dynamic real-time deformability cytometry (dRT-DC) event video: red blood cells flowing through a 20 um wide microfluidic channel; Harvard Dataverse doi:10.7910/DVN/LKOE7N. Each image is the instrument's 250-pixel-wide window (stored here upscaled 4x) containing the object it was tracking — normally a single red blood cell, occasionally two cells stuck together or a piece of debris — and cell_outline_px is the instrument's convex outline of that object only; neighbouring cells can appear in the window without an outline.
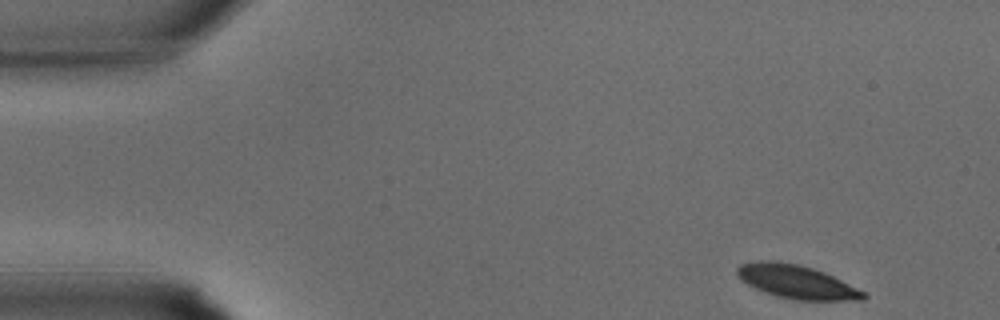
{"species": "common noctule bat (a hibernating species)", "species_latin": "Nyctalus noctula", "temperature_condition": "warm", "stored_images_in_passage": 32, "camera_frame_rate_fps": 3000, "um_per_image_px": 0.085, "animal": {"sex": "male", "body_mass_g": 15.6}, "frame": {"image": 1, "passage_image": 1, "time_ms": 0.0, "image_size_px": [1000, 320], "cell_outline_px": [[868, 296], [864, 300], [796, 300], [776, 296], [764, 292], [740, 280], [736, 272], [736, 268], [740, 264], [756, 260], [776, 260], [800, 264], [824, 272], [864, 292]], "centroid_in_image_um": [67.66, 23.94], "position_along_channel_um": 17.3, "area_um2": 24.68}}
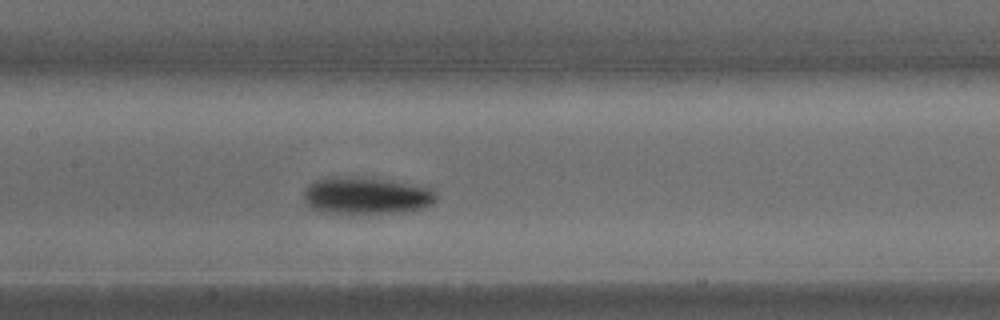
{"frame": {"image": 2, "passage_image": 14, "time_ms": 4.333, "image_size_px": [1000, 320], "cell_outline_px": [[436, 200], [432, 204], [420, 208], [404, 212], [320, 212], [312, 208], [304, 200], [304, 192], [308, 184], [312, 180], [336, 176], [364, 176], [388, 180], [432, 188], [436, 192]], "centroid_in_image_um": [31.11, 16.59], "position_along_channel_um": 176.3, "area_um2": 28.55}}
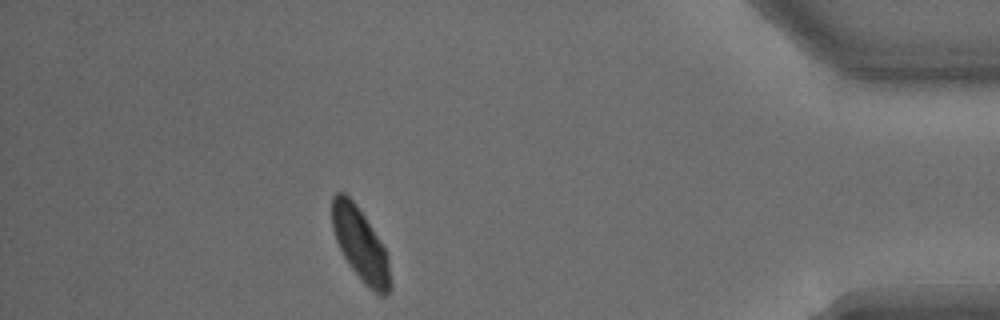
{"frame": {"image": 3, "passage_image": 28, "time_ms": 9.0, "image_size_px": [1000, 320], "cell_outline_px": [[392, 288], [384, 296], [380, 296], [364, 284], [352, 268], [344, 256], [336, 240], [332, 228], [332, 196], [336, 192], [344, 192], [356, 204], [364, 216], [384, 248], [388, 260]], "centroid_in_image_um": [30.63, 20.79], "position_along_channel_um": 404.6, "area_um2": 24.33}}